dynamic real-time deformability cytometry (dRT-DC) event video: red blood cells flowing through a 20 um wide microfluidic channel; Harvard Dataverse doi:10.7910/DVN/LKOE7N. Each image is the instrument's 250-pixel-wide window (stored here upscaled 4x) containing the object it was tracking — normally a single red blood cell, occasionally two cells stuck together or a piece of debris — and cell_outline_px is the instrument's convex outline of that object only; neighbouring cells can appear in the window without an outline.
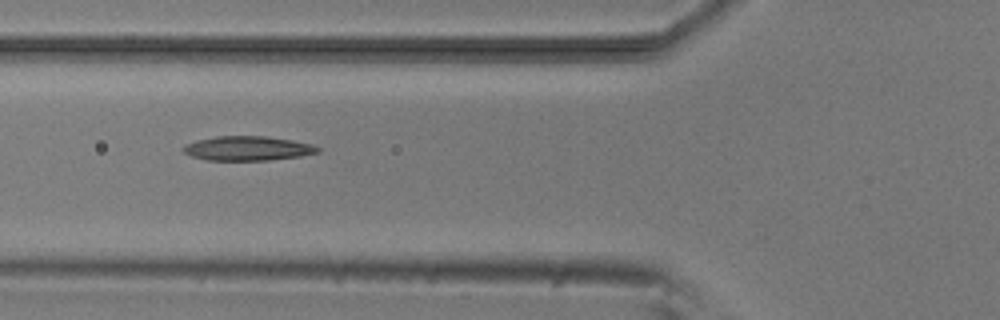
{"species": "common noctule bat (a hibernating species)", "species_latin": "Nyctalus noctula", "temperature_condition": "room temperature", "stored_images_in_passage": 8, "camera_frame_rate_fps": 3000, "um_per_image_px": 0.085, "animal": {"sex": "male", "body_mass_g": 20.5, "forearm_length_mm": 52.5}, "frame": {"image": 1, "passage_image": 6, "time_ms": 5.667, "image_size_px": [1000, 320], "cell_outline_px": [[320, 152], [300, 156], [268, 160], [208, 160], [192, 156], [184, 152], [180, 148], [184, 144], [196, 140], [216, 136], [268, 136], [292, 140], [312, 144], [320, 148]], "centroid_in_image_um": [21.03, 12.6], "position_along_channel_um": 104.8, "area_um2": 19.19}}
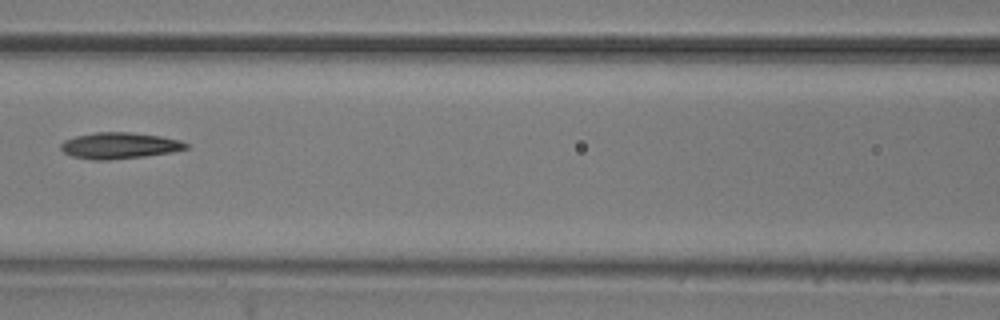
{"frame": {"image": 2, "passage_image": 7, "time_ms": 7.0, "image_size_px": [1000, 320], "cell_outline_px": [[188, 148], [172, 152], [144, 156], [108, 160], [92, 160], [72, 156], [64, 152], [60, 148], [60, 144], [64, 140], [76, 136], [96, 132], [132, 132], [160, 136], [180, 140], [188, 144]], "centroid_in_image_um": [10.14, 12.37], "position_along_channel_um": 156.5, "area_um2": 19.13}}
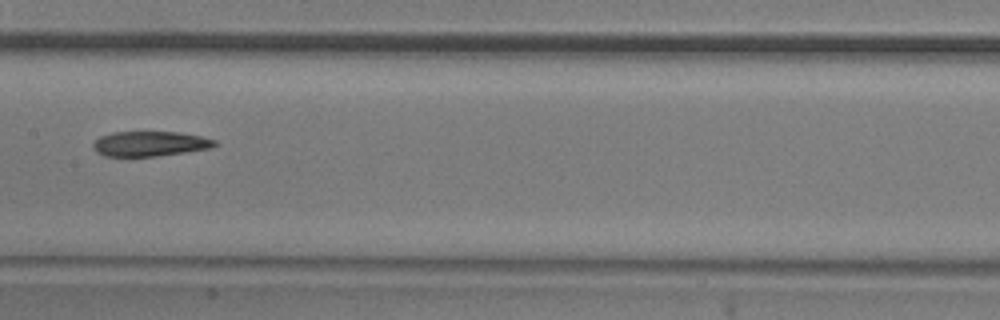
{"frame": {"image": 3, "passage_image": 8, "time_ms": 8.0, "image_size_px": [1000, 320], "cell_outline_px": [[216, 144], [212, 148], [156, 156], [104, 156], [96, 152], [92, 148], [92, 144], [100, 136], [112, 132], [180, 132], [200, 136], [216, 140]], "centroid_in_image_um": [12.72, 12.21], "position_along_channel_um": 194.7, "area_um2": 17.69}}